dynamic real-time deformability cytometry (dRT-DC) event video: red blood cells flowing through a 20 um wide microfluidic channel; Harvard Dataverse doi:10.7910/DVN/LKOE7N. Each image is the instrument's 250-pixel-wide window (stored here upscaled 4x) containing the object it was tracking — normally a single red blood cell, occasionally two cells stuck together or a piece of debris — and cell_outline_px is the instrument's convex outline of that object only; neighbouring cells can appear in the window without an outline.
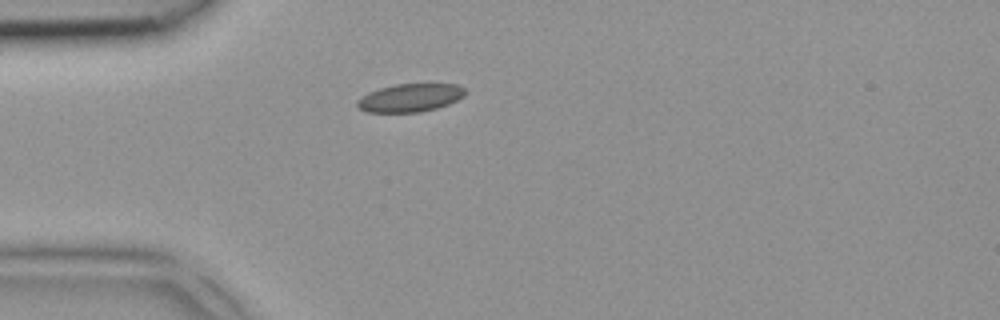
{"species": "common noctule bat (a hibernating species)", "species_latin": "Nyctalus noctula", "temperature_condition": "room temperature", "stored_images_in_passage": 1, "camera_frame_rate_fps": 3000, "um_per_image_px": 0.085, "animal": {"sex": "female", "body_mass_g": 18.4}, "frame": {"image": 1, "passage_image": 1, "time_ms": 0.0, "image_size_px": [1000, 320], "cell_outline_px": [[464, 96], [448, 104], [436, 108], [420, 112], [368, 112], [360, 108], [356, 104], [356, 100], [368, 92], [380, 88], [396, 84], [456, 84], [464, 88]], "centroid_in_image_um": [34.84, 8.31], "position_along_channel_um": 50.2, "area_um2": 17.51}}